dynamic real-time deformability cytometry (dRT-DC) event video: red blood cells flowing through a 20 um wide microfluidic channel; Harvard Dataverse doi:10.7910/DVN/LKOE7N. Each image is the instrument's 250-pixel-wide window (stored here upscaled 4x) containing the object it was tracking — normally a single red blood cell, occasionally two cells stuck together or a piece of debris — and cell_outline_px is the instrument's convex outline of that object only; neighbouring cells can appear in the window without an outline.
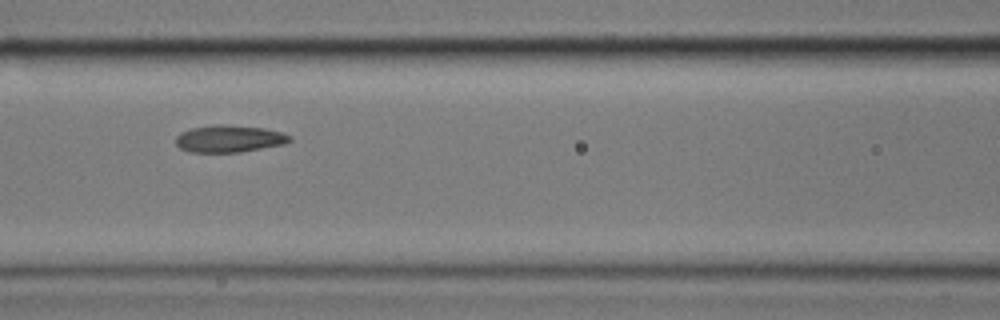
{"species": "common noctule bat (a hibernating species)", "species_latin": "Nyctalus noctula", "temperature_condition": "cold", "stored_images_in_passage": 16, "camera_frame_rate_fps": 3000, "um_per_image_px": 0.085, "animal": {"sex": "male", "body_mass_g": 17.9}, "frame": {"image": 1, "passage_image": 7, "time_ms": 2.0, "image_size_px": [1000, 320], "cell_outline_px": [[292, 140], [284, 144], [240, 152], [188, 152], [180, 148], [176, 144], [176, 136], [180, 132], [192, 128], [216, 124], [228, 124], [264, 128], [280, 132], [292, 136]], "centroid_in_image_um": [19.47, 11.78], "position_along_channel_um": 147.1, "area_um2": 18.09}}
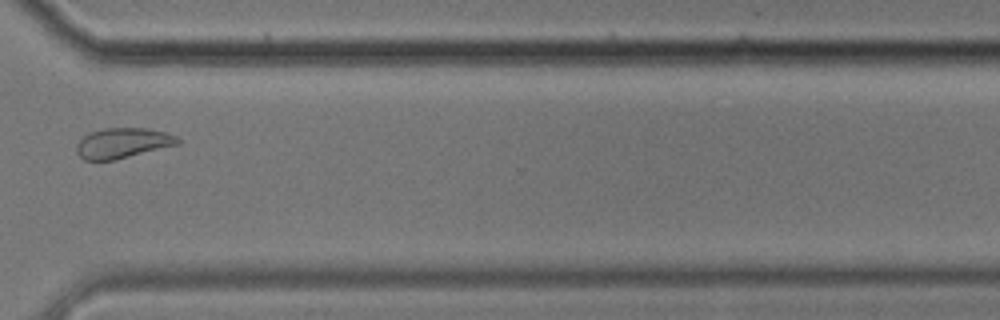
{"frame": {"image": 2, "passage_image": 12, "time_ms": 3.667, "image_size_px": [1000, 320], "cell_outline_px": [[180, 144], [116, 160], [84, 160], [76, 152], [76, 144], [84, 136], [92, 132], [104, 128], [144, 128], [164, 132], [176, 136], [180, 140]], "centroid_in_image_um": [10.43, 12.17], "position_along_channel_um": 360.2, "area_um2": 17.8}}